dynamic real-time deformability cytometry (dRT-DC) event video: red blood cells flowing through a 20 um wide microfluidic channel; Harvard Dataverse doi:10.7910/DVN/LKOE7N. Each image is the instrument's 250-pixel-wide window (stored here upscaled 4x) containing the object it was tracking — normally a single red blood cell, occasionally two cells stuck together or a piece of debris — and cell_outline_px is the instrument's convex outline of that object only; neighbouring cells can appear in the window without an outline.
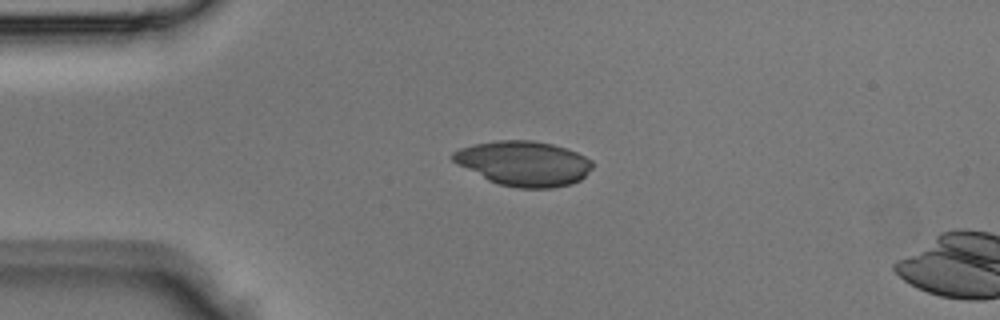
{"species": "Egyptian fruit bat (a non-hibernating species)", "species_latin": "Rousettus aegyptiacus", "temperature_condition": "room temperature", "stored_images_in_passage": 2, "camera_frame_rate_fps": 3000, "um_per_image_px": 0.085, "animal": {"sex": "male"}, "frame": {"image": 1, "passage_image": 1, "time_ms": 0.0, "image_size_px": [1000, 320], "cell_outline_px": [[592, 168], [580, 180], [572, 184], [552, 188], [516, 188], [500, 184], [488, 180], [456, 164], [452, 160], [452, 152], [460, 148], [476, 144], [496, 140], [532, 140], [552, 144], [568, 148], [592, 160]], "centroid_in_image_um": [44.52, 13.89], "position_along_channel_um": 40.5, "area_um2": 36.53}}